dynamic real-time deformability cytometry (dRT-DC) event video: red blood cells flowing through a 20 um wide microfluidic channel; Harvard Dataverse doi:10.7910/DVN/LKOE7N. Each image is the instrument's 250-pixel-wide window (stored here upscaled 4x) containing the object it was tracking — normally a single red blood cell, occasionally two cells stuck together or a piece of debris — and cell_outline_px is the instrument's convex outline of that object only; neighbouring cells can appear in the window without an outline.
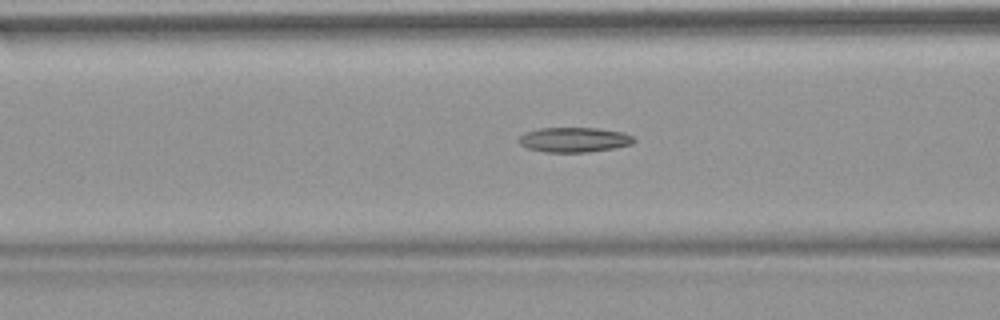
{"species": "common noctule bat (a hibernating species)", "species_latin": "Nyctalus noctula", "temperature_condition": "warm", "stored_images_in_passage": 54, "camera_frame_rate_fps": 3000, "um_per_image_px": 0.085, "animal": {"sex": "female", "body_mass_g": 18.4}, "frame": {"image": 1, "passage_image": 22, "time_ms": 7.0, "image_size_px": [1000, 320], "cell_outline_px": [[636, 140], [632, 144], [616, 148], [588, 152], [544, 152], [528, 148], [520, 144], [516, 140], [524, 132], [540, 128], [596, 128], [624, 132], [632, 136]], "centroid_in_image_um": [48.8, 11.88], "position_along_channel_um": 117.8, "area_um2": 16.82}}
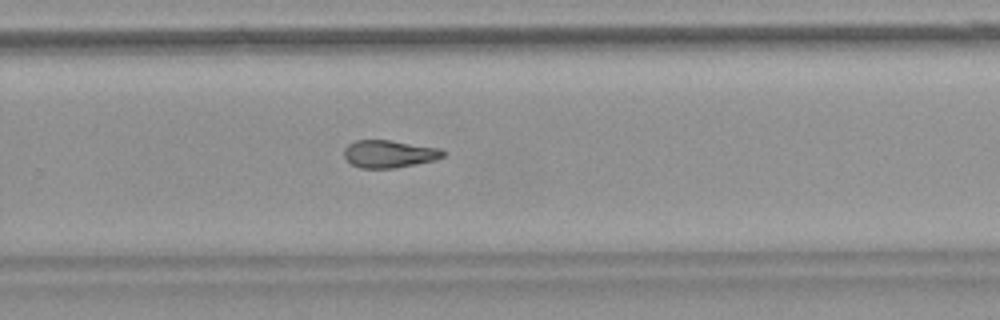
{"frame": {"image": 2, "passage_image": 36, "time_ms": 11.667, "image_size_px": [1000, 320], "cell_outline_px": [[448, 152], [444, 156], [436, 160], [396, 168], [360, 168], [352, 164], [344, 156], [344, 148], [348, 144], [356, 140], [388, 140], [440, 148]], "centroid_in_image_um": [33.11, 13.08], "position_along_channel_um": 296.7, "area_um2": 15.95}}
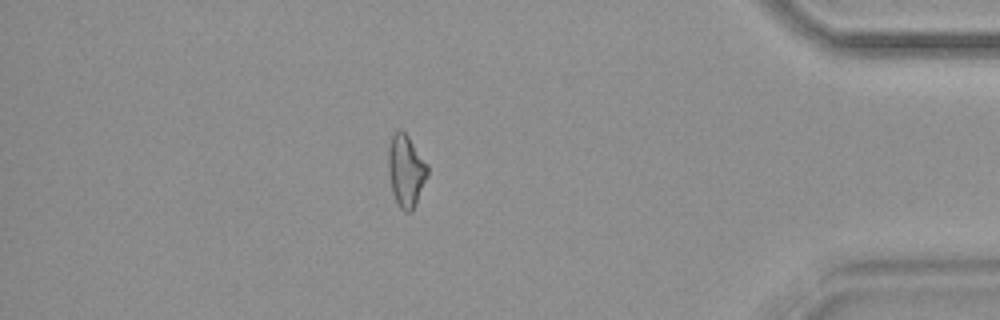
{"frame": {"image": 3, "passage_image": 47, "time_ms": 15.333, "image_size_px": [1000, 320], "cell_outline_px": [[428, 176], [416, 204], [412, 212], [404, 212], [396, 204], [392, 192], [388, 172], [388, 144], [392, 136], [400, 128], [408, 136], [428, 164]], "centroid_in_image_um": [34.5, 14.54], "position_along_channel_um": 400.7, "area_um2": 16.76}, "authors_computed_cell_mechanics": {"area_um2": 16.7331, "velocity_mm_per_s": 3.8468, "shape_relaxation_time_tau1_ms": null, "shape_relaxation_time_tau2_ms": 7.3507, "deformation_change_tau1": null, "deformation_change_tau2": 0.1801}}